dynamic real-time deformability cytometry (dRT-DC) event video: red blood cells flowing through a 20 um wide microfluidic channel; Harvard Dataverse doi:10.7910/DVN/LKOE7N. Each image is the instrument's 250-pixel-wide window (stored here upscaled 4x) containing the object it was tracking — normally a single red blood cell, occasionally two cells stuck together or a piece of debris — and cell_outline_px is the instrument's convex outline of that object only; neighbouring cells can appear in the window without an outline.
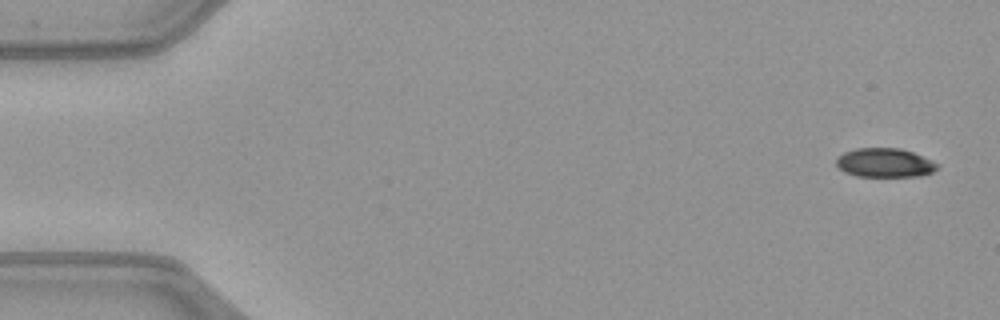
{"species": "common noctule bat (a hibernating species)", "species_latin": "Nyctalus noctula", "temperature_condition": "warm", "stored_images_in_passage": 50, "camera_frame_rate_fps": 3000, "um_per_image_px": 0.085, "animal": {"sex": "female", "body_mass_g": 21.9}, "frame": {"image": 1, "passage_image": 1, "time_ms": 0.0, "image_size_px": [1000, 320], "cell_outline_px": [[940, 164], [932, 172], [920, 176], [856, 176], [844, 172], [836, 164], [836, 160], [844, 152], [856, 148], [900, 148], [912, 152], [932, 160]], "centroid_in_image_um": [75.21, 13.83], "position_along_channel_um": 9.8, "area_um2": 16.99}}
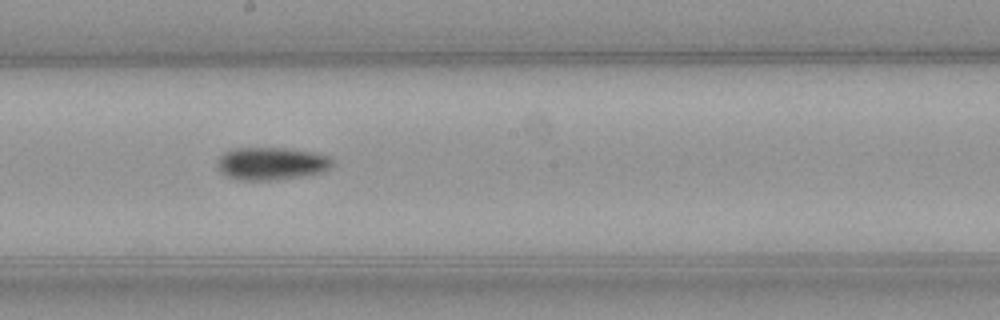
{"frame": {"image": 2, "passage_image": 27, "time_ms": 8.667, "image_size_px": [1000, 320], "cell_outline_px": [[336, 164], [324, 172], [308, 176], [280, 180], [236, 180], [224, 176], [216, 168], [216, 160], [224, 152], [236, 148], [284, 148], [312, 152], [328, 156]], "centroid_in_image_um": [23.06, 13.93], "position_along_channel_um": 225.1, "area_um2": 22.54}}
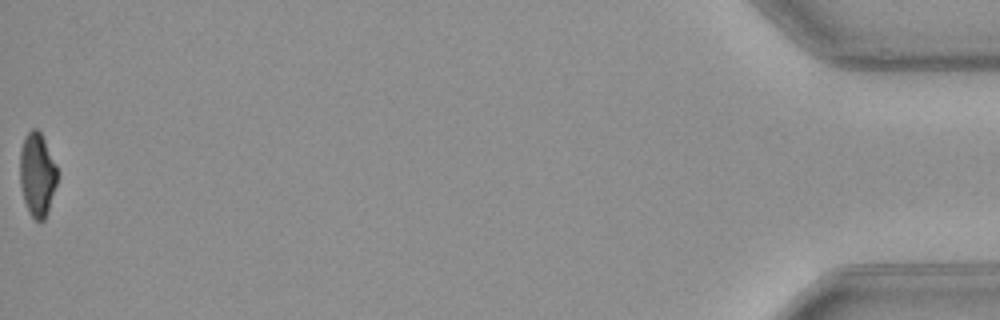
{"frame": {"image": 3, "passage_image": 50, "time_ms": 16.333, "image_size_px": [1000, 320], "cell_outline_px": [[60, 176], [48, 212], [44, 220], [36, 220], [28, 212], [24, 200], [20, 184], [20, 152], [24, 136], [32, 128], [36, 128], [40, 132], [56, 164]], "centroid_in_image_um": [3.19, 14.85], "position_along_channel_um": 432.0, "area_um2": 18.5}, "authors_computed_cell_mechanics": {"area_um2": 20.1144, "velocity_mm_per_s": 4.0722, "shape_relaxation_time_tau1_ms": 4.7369, "shape_relaxation_time_tau2_ms": null, "deformation_change_tau1": 0.145, "deformation_change_tau2": null}}